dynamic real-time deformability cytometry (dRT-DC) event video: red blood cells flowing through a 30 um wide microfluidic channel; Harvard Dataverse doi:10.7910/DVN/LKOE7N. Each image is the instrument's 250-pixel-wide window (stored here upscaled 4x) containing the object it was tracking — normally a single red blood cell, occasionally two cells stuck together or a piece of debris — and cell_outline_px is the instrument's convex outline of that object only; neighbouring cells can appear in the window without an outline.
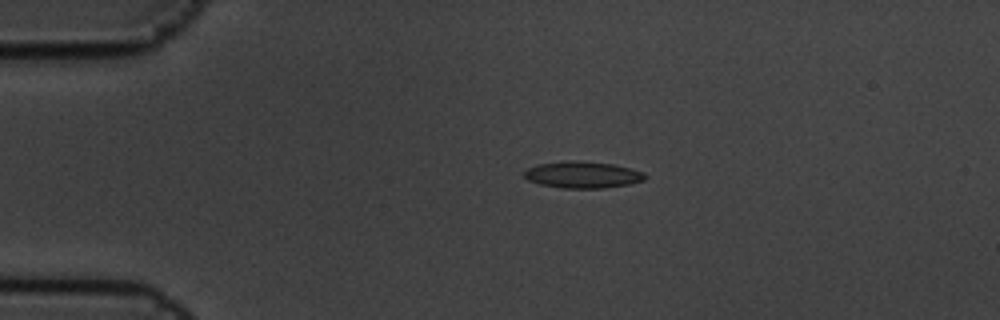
{"species": "common noctule bat (a hibernating species)", "species_latin": "Nyctalus noctula", "temperature_condition": "cold", "stored_images_in_passage": 9, "camera_frame_rate_fps": 3000, "um_per_image_px": 0.085, "animal": {"sex": "male", "body_mass_g": 19.5, "forearm_length_mm": 54.6}, "frame": {"image": 1, "passage_image": 2, "time_ms": 0.333, "image_size_px": [1000, 320], "cell_outline_px": [[648, 176], [644, 180], [628, 184], [604, 188], [560, 188], [540, 184], [528, 180], [524, 176], [524, 172], [528, 168], [540, 164], [568, 160], [580, 160], [612, 164], [632, 168], [644, 172]], "centroid_in_image_um": [49.55, 14.85], "position_along_channel_um": 35.5, "area_um2": 18.84}}
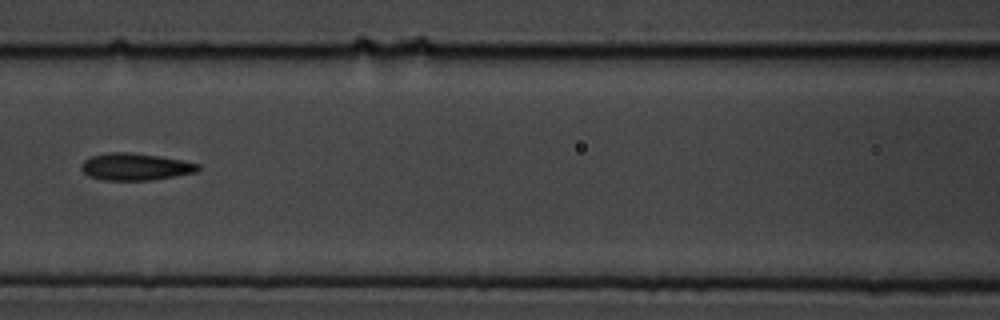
{"frame": {"image": 2, "passage_image": 6, "time_ms": 1.667, "image_size_px": [1000, 320], "cell_outline_px": [[200, 168], [196, 172], [152, 180], [104, 180], [88, 176], [80, 168], [80, 164], [84, 160], [92, 156], [108, 152], [132, 152], [160, 156], [200, 164]], "centroid_in_image_um": [11.48, 14.17], "position_along_channel_um": 155.1, "area_um2": 18.44}}
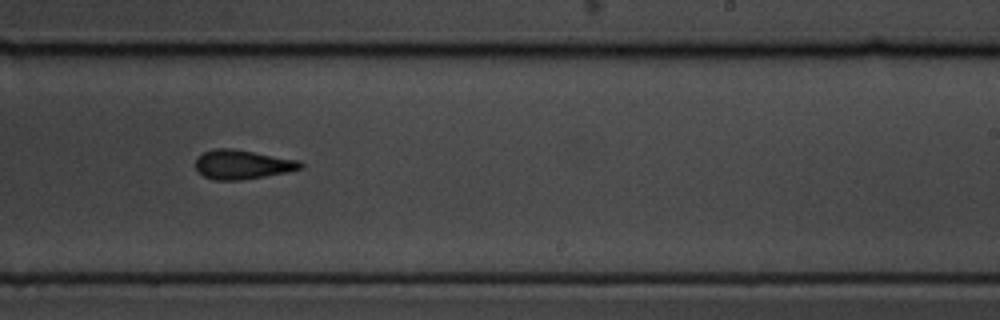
{"frame": {"image": 3, "passage_image": 9, "time_ms": 2.667, "image_size_px": [1000, 320], "cell_outline_px": [[304, 168], [264, 176], [240, 180], [212, 180], [204, 176], [196, 168], [196, 156], [204, 152], [216, 148], [232, 148], [300, 160], [304, 164]], "centroid_in_image_um": [20.6, 13.97], "position_along_channel_um": 268.4, "area_um2": 17.86}}